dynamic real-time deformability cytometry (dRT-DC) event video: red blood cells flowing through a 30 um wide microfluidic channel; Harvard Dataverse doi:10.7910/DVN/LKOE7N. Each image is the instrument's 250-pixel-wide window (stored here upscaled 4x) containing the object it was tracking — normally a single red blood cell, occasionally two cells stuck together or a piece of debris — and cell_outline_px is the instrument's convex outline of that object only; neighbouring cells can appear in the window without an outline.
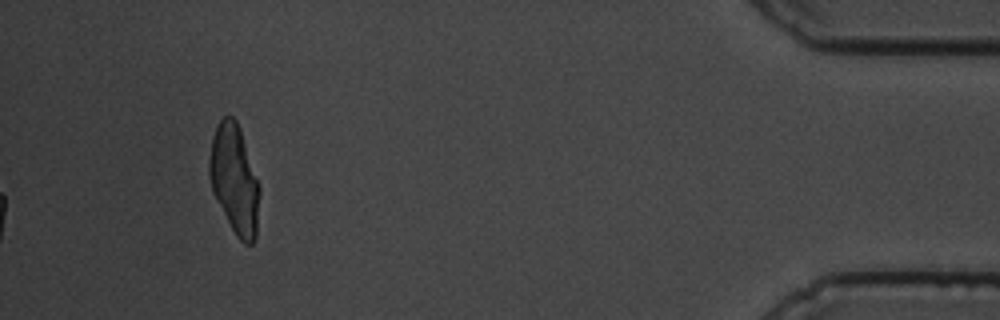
{"species": "common noctule bat (a hibernating species)", "species_latin": "Nyctalus noctula", "temperature_condition": "cold", "stored_images_in_passage": 60, "segment_of_instrument_passage": [2, 2], "camera_frame_rate_fps": 3000, "um_per_image_px": 0.085, "animal": {"sex": "male", "body_mass_g": 19.5, "forearm_length_mm": 54.6}, "frame": {"image": 1, "passage_image": 60, "time_ms": 19.667, "image_size_px": [1000, 320], "cell_outline_px": [[260, 192], [256, 240], [252, 244], [244, 244], [236, 236], [212, 192], [208, 176], [208, 160], [212, 140], [216, 128], [220, 120], [224, 116], [232, 116], [236, 120], [240, 128], [260, 188]], "centroid_in_image_um": [19.92, 15.28], "position_along_channel_um": 415.3, "area_um2": 31.91}}